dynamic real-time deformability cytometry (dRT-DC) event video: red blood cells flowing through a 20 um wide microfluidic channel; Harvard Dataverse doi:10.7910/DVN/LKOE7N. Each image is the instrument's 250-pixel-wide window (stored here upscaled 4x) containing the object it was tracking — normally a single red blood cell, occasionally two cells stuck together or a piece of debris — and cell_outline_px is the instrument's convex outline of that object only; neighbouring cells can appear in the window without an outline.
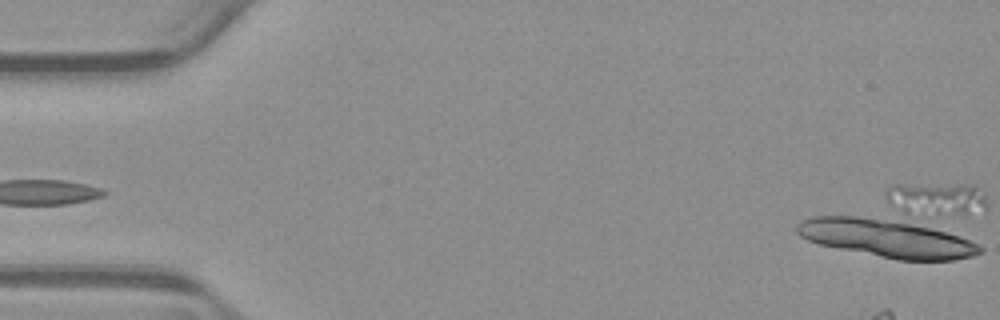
{"species": "common noctule bat (a hibernating species)", "species_latin": "Nyctalus noctula", "temperature_condition": "warm", "stored_images_in_passage": 10, "camera_frame_rate_fps": 3000, "um_per_image_px": 0.085, "animal": {"sex": "male", "body_mass_g": 23.1, "forearm_length_mm": 52.7}, "frame": {"image": 1, "passage_image": 1, "time_ms": 0.0, "image_size_px": [1000, 320], "cell_outline_px": [[968, 252], [964, 256], [944, 260], [908, 260], [828, 244], [816, 240], [888, 224], [892, 224], [920, 228], [940, 232], [964, 240]], "centroid_in_image_um": [76.68, 20.64], "position_along_channel_um": 8.3, "area_um2": 24.74}}